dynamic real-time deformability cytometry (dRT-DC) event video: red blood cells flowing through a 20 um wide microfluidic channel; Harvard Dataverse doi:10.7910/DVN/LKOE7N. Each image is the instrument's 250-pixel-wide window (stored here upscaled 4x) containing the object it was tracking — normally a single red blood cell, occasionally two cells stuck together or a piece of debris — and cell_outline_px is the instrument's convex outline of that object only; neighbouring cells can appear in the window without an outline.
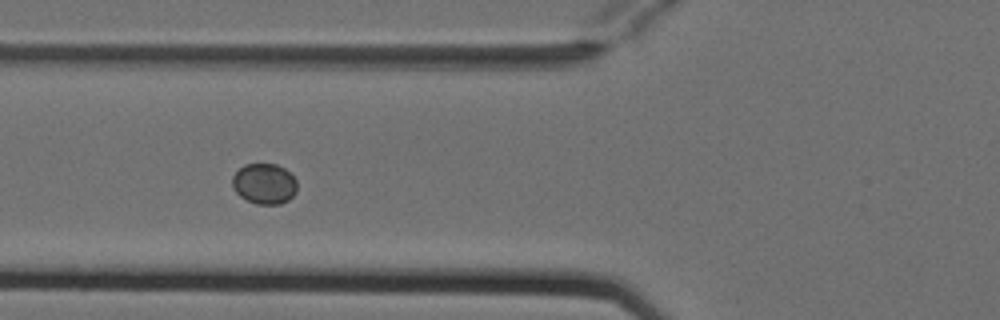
{"species": "Egyptian fruit bat (a non-hibernating species)", "species_latin": "Rousettus aegyptiacus", "temperature_condition": "cold", "stored_images_in_passage": 7, "camera_frame_rate_fps": 3000, "um_per_image_px": 0.085, "animal": {"sex": "female"}, "frame": {"image": 1, "passage_image": 5, "time_ms": 1.333, "image_size_px": [1000, 320], "cell_outline_px": [[296, 192], [288, 200], [280, 204], [256, 204], [240, 196], [232, 188], [232, 176], [244, 164], [276, 164], [284, 168], [296, 180]], "centroid_in_image_um": [22.45, 15.62], "position_along_channel_um": 103.4, "area_um2": 15.26}}
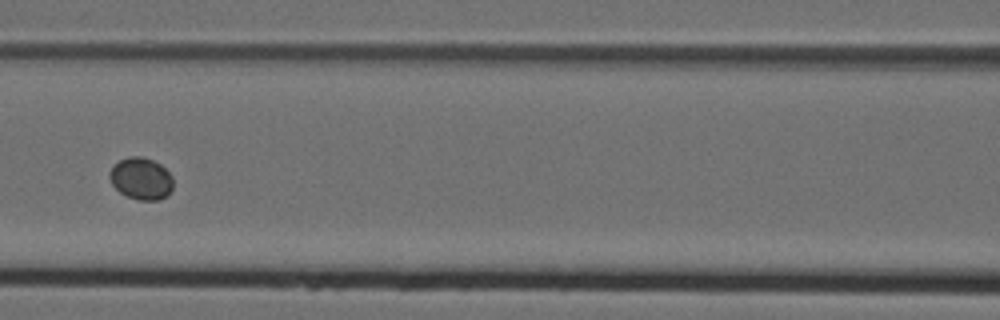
{"frame": {"image": 2, "passage_image": 6, "time_ms": 1.667, "image_size_px": [1000, 320], "cell_outline_px": [[172, 188], [168, 196], [160, 200], [136, 200], [120, 192], [112, 184], [108, 176], [112, 168], [120, 160], [128, 156], [140, 156], [152, 160], [160, 164], [172, 176]], "centroid_in_image_um": [12.0, 15.19], "position_along_channel_um": 154.6, "area_um2": 15.49}}
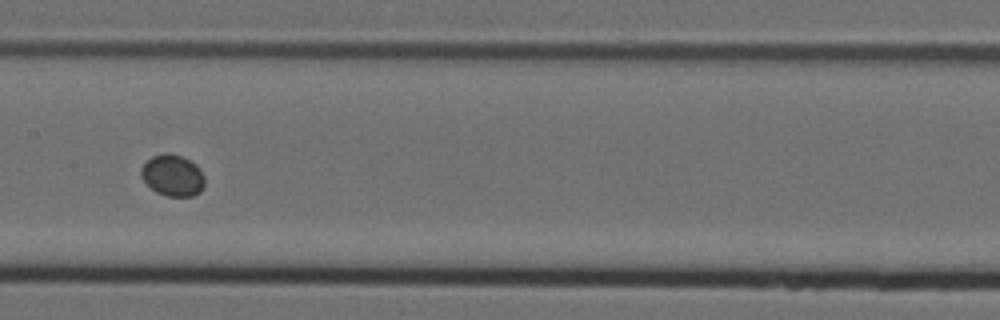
{"frame": {"image": 3, "passage_image": 7, "time_ms": 2.0, "image_size_px": [1000, 320], "cell_outline_px": [[204, 188], [200, 192], [192, 196], [168, 196], [156, 192], [140, 176], [140, 168], [152, 156], [164, 152], [168, 152], [184, 156], [196, 164], [200, 168], [204, 176]], "centroid_in_image_um": [14.69, 14.89], "position_along_channel_um": 192.7, "area_um2": 15.55}}